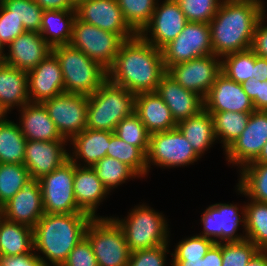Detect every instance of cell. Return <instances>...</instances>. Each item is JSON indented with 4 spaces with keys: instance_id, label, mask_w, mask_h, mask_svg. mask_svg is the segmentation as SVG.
<instances>
[{
    "instance_id": "obj_1",
    "label": "cell",
    "mask_w": 267,
    "mask_h": 266,
    "mask_svg": "<svg viewBox=\"0 0 267 266\" xmlns=\"http://www.w3.org/2000/svg\"><path fill=\"white\" fill-rule=\"evenodd\" d=\"M166 73L162 50L137 34L121 43L115 62L108 70V79L137 95L156 92Z\"/></svg>"
},
{
    "instance_id": "obj_2",
    "label": "cell",
    "mask_w": 267,
    "mask_h": 266,
    "mask_svg": "<svg viewBox=\"0 0 267 266\" xmlns=\"http://www.w3.org/2000/svg\"><path fill=\"white\" fill-rule=\"evenodd\" d=\"M264 8L261 0H222L209 23L213 54L221 58L250 49Z\"/></svg>"
},
{
    "instance_id": "obj_3",
    "label": "cell",
    "mask_w": 267,
    "mask_h": 266,
    "mask_svg": "<svg viewBox=\"0 0 267 266\" xmlns=\"http://www.w3.org/2000/svg\"><path fill=\"white\" fill-rule=\"evenodd\" d=\"M92 219L87 213H44L33 228L34 251L43 253L51 265L62 266Z\"/></svg>"
},
{
    "instance_id": "obj_4",
    "label": "cell",
    "mask_w": 267,
    "mask_h": 266,
    "mask_svg": "<svg viewBox=\"0 0 267 266\" xmlns=\"http://www.w3.org/2000/svg\"><path fill=\"white\" fill-rule=\"evenodd\" d=\"M136 95L107 79L88 96L86 128L114 132L117 124L135 112Z\"/></svg>"
},
{
    "instance_id": "obj_5",
    "label": "cell",
    "mask_w": 267,
    "mask_h": 266,
    "mask_svg": "<svg viewBox=\"0 0 267 266\" xmlns=\"http://www.w3.org/2000/svg\"><path fill=\"white\" fill-rule=\"evenodd\" d=\"M52 52L61 66L65 93L89 96L108 79L103 66L71 44L55 46Z\"/></svg>"
},
{
    "instance_id": "obj_6",
    "label": "cell",
    "mask_w": 267,
    "mask_h": 266,
    "mask_svg": "<svg viewBox=\"0 0 267 266\" xmlns=\"http://www.w3.org/2000/svg\"><path fill=\"white\" fill-rule=\"evenodd\" d=\"M111 218L122 229L131 253L168 244L167 221L153 208L142 204L132 209L127 219Z\"/></svg>"
},
{
    "instance_id": "obj_7",
    "label": "cell",
    "mask_w": 267,
    "mask_h": 266,
    "mask_svg": "<svg viewBox=\"0 0 267 266\" xmlns=\"http://www.w3.org/2000/svg\"><path fill=\"white\" fill-rule=\"evenodd\" d=\"M98 266H128L131 251L118 224L108 217L93 218L86 229Z\"/></svg>"
},
{
    "instance_id": "obj_8",
    "label": "cell",
    "mask_w": 267,
    "mask_h": 266,
    "mask_svg": "<svg viewBox=\"0 0 267 266\" xmlns=\"http://www.w3.org/2000/svg\"><path fill=\"white\" fill-rule=\"evenodd\" d=\"M75 163L68 159L60 167L38 179L43 199L44 213H85L75 201Z\"/></svg>"
},
{
    "instance_id": "obj_9",
    "label": "cell",
    "mask_w": 267,
    "mask_h": 266,
    "mask_svg": "<svg viewBox=\"0 0 267 266\" xmlns=\"http://www.w3.org/2000/svg\"><path fill=\"white\" fill-rule=\"evenodd\" d=\"M122 42L123 40L117 34L102 30L75 17L70 44L107 71L115 62Z\"/></svg>"
},
{
    "instance_id": "obj_10",
    "label": "cell",
    "mask_w": 267,
    "mask_h": 266,
    "mask_svg": "<svg viewBox=\"0 0 267 266\" xmlns=\"http://www.w3.org/2000/svg\"><path fill=\"white\" fill-rule=\"evenodd\" d=\"M199 158L178 128L150 134L146 155L147 171H149L151 162L154 165L169 168L186 166Z\"/></svg>"
},
{
    "instance_id": "obj_11",
    "label": "cell",
    "mask_w": 267,
    "mask_h": 266,
    "mask_svg": "<svg viewBox=\"0 0 267 266\" xmlns=\"http://www.w3.org/2000/svg\"><path fill=\"white\" fill-rule=\"evenodd\" d=\"M213 54L209 23L188 22L182 32L162 49L166 70L174 65Z\"/></svg>"
},
{
    "instance_id": "obj_12",
    "label": "cell",
    "mask_w": 267,
    "mask_h": 266,
    "mask_svg": "<svg viewBox=\"0 0 267 266\" xmlns=\"http://www.w3.org/2000/svg\"><path fill=\"white\" fill-rule=\"evenodd\" d=\"M42 104L61 136L67 141L86 129L87 95L62 93Z\"/></svg>"
},
{
    "instance_id": "obj_13",
    "label": "cell",
    "mask_w": 267,
    "mask_h": 266,
    "mask_svg": "<svg viewBox=\"0 0 267 266\" xmlns=\"http://www.w3.org/2000/svg\"><path fill=\"white\" fill-rule=\"evenodd\" d=\"M214 54L174 64L167 69L170 75L185 89L205 98L221 73V59Z\"/></svg>"
},
{
    "instance_id": "obj_14",
    "label": "cell",
    "mask_w": 267,
    "mask_h": 266,
    "mask_svg": "<svg viewBox=\"0 0 267 266\" xmlns=\"http://www.w3.org/2000/svg\"><path fill=\"white\" fill-rule=\"evenodd\" d=\"M188 20L176 0H165L162 5L156 4L150 22L143 28L139 35L162 50L172 42L184 29ZM148 32H151L149 38Z\"/></svg>"
},
{
    "instance_id": "obj_15",
    "label": "cell",
    "mask_w": 267,
    "mask_h": 266,
    "mask_svg": "<svg viewBox=\"0 0 267 266\" xmlns=\"http://www.w3.org/2000/svg\"><path fill=\"white\" fill-rule=\"evenodd\" d=\"M75 11L79 20L117 34L123 41L137 35L126 22L117 0H84Z\"/></svg>"
},
{
    "instance_id": "obj_16",
    "label": "cell",
    "mask_w": 267,
    "mask_h": 266,
    "mask_svg": "<svg viewBox=\"0 0 267 266\" xmlns=\"http://www.w3.org/2000/svg\"><path fill=\"white\" fill-rule=\"evenodd\" d=\"M238 209L237 205L226 203L209 206L203 212V216H201L204 230L199 235L212 239L215 243L242 241L246 239V236L235 234L240 222L243 223L245 228V208L243 206L240 209L242 210L240 213L242 214V219Z\"/></svg>"
},
{
    "instance_id": "obj_17",
    "label": "cell",
    "mask_w": 267,
    "mask_h": 266,
    "mask_svg": "<svg viewBox=\"0 0 267 266\" xmlns=\"http://www.w3.org/2000/svg\"><path fill=\"white\" fill-rule=\"evenodd\" d=\"M267 142V111H253L240 136L225 151L228 162L243 167L253 162Z\"/></svg>"
},
{
    "instance_id": "obj_18",
    "label": "cell",
    "mask_w": 267,
    "mask_h": 266,
    "mask_svg": "<svg viewBox=\"0 0 267 266\" xmlns=\"http://www.w3.org/2000/svg\"><path fill=\"white\" fill-rule=\"evenodd\" d=\"M44 215L43 199L38 179L30 178L21 189L0 208L4 219L34 228Z\"/></svg>"
},
{
    "instance_id": "obj_19",
    "label": "cell",
    "mask_w": 267,
    "mask_h": 266,
    "mask_svg": "<svg viewBox=\"0 0 267 266\" xmlns=\"http://www.w3.org/2000/svg\"><path fill=\"white\" fill-rule=\"evenodd\" d=\"M27 83L28 96L32 103H42L65 93L61 66L53 52L27 72Z\"/></svg>"
},
{
    "instance_id": "obj_20",
    "label": "cell",
    "mask_w": 267,
    "mask_h": 266,
    "mask_svg": "<svg viewBox=\"0 0 267 266\" xmlns=\"http://www.w3.org/2000/svg\"><path fill=\"white\" fill-rule=\"evenodd\" d=\"M204 109L207 112L255 111L252 100L244 92L242 84L233 81L222 72L204 98Z\"/></svg>"
},
{
    "instance_id": "obj_21",
    "label": "cell",
    "mask_w": 267,
    "mask_h": 266,
    "mask_svg": "<svg viewBox=\"0 0 267 266\" xmlns=\"http://www.w3.org/2000/svg\"><path fill=\"white\" fill-rule=\"evenodd\" d=\"M67 140L27 141L23 164L30 177L40 179L51 173L69 159L64 148Z\"/></svg>"
},
{
    "instance_id": "obj_22",
    "label": "cell",
    "mask_w": 267,
    "mask_h": 266,
    "mask_svg": "<svg viewBox=\"0 0 267 266\" xmlns=\"http://www.w3.org/2000/svg\"><path fill=\"white\" fill-rule=\"evenodd\" d=\"M156 92L169 107L176 123L196 116L204 109L202 96L185 89L167 73L161 78Z\"/></svg>"
},
{
    "instance_id": "obj_23",
    "label": "cell",
    "mask_w": 267,
    "mask_h": 266,
    "mask_svg": "<svg viewBox=\"0 0 267 266\" xmlns=\"http://www.w3.org/2000/svg\"><path fill=\"white\" fill-rule=\"evenodd\" d=\"M7 46L9 53L4 56L3 62L27 72L52 52V47L40 32L25 31Z\"/></svg>"
},
{
    "instance_id": "obj_24",
    "label": "cell",
    "mask_w": 267,
    "mask_h": 266,
    "mask_svg": "<svg viewBox=\"0 0 267 266\" xmlns=\"http://www.w3.org/2000/svg\"><path fill=\"white\" fill-rule=\"evenodd\" d=\"M75 164L74 171V195L77 206L92 218L96 216V208L102 199L109 194L97 173L92 167L80 166Z\"/></svg>"
},
{
    "instance_id": "obj_25",
    "label": "cell",
    "mask_w": 267,
    "mask_h": 266,
    "mask_svg": "<svg viewBox=\"0 0 267 266\" xmlns=\"http://www.w3.org/2000/svg\"><path fill=\"white\" fill-rule=\"evenodd\" d=\"M135 113L150 134L177 128V123L173 119L169 107L157 92L137 94Z\"/></svg>"
},
{
    "instance_id": "obj_26",
    "label": "cell",
    "mask_w": 267,
    "mask_h": 266,
    "mask_svg": "<svg viewBox=\"0 0 267 266\" xmlns=\"http://www.w3.org/2000/svg\"><path fill=\"white\" fill-rule=\"evenodd\" d=\"M20 109L19 126L27 141L66 140L61 136L42 103L30 102Z\"/></svg>"
},
{
    "instance_id": "obj_27",
    "label": "cell",
    "mask_w": 267,
    "mask_h": 266,
    "mask_svg": "<svg viewBox=\"0 0 267 266\" xmlns=\"http://www.w3.org/2000/svg\"><path fill=\"white\" fill-rule=\"evenodd\" d=\"M113 134L114 132L110 131L86 128L71 139L74 155L69 154V159L77 164V159L80 158L86 163L84 167H93L99 160L106 157L109 141Z\"/></svg>"
},
{
    "instance_id": "obj_28",
    "label": "cell",
    "mask_w": 267,
    "mask_h": 266,
    "mask_svg": "<svg viewBox=\"0 0 267 266\" xmlns=\"http://www.w3.org/2000/svg\"><path fill=\"white\" fill-rule=\"evenodd\" d=\"M0 103L9 111L30 103L28 96L27 71L4 62L0 63Z\"/></svg>"
},
{
    "instance_id": "obj_29",
    "label": "cell",
    "mask_w": 267,
    "mask_h": 266,
    "mask_svg": "<svg viewBox=\"0 0 267 266\" xmlns=\"http://www.w3.org/2000/svg\"><path fill=\"white\" fill-rule=\"evenodd\" d=\"M75 17V9L44 10L40 34L52 48L70 44Z\"/></svg>"
},
{
    "instance_id": "obj_30",
    "label": "cell",
    "mask_w": 267,
    "mask_h": 266,
    "mask_svg": "<svg viewBox=\"0 0 267 266\" xmlns=\"http://www.w3.org/2000/svg\"><path fill=\"white\" fill-rule=\"evenodd\" d=\"M177 128L189 141L192 149L199 157L216 140L212 116L205 109L196 116L178 122Z\"/></svg>"
},
{
    "instance_id": "obj_31",
    "label": "cell",
    "mask_w": 267,
    "mask_h": 266,
    "mask_svg": "<svg viewBox=\"0 0 267 266\" xmlns=\"http://www.w3.org/2000/svg\"><path fill=\"white\" fill-rule=\"evenodd\" d=\"M34 251L33 228L0 216V256H16Z\"/></svg>"
},
{
    "instance_id": "obj_32",
    "label": "cell",
    "mask_w": 267,
    "mask_h": 266,
    "mask_svg": "<svg viewBox=\"0 0 267 266\" xmlns=\"http://www.w3.org/2000/svg\"><path fill=\"white\" fill-rule=\"evenodd\" d=\"M27 140L14 121L0 123V163L23 164Z\"/></svg>"
},
{
    "instance_id": "obj_33",
    "label": "cell",
    "mask_w": 267,
    "mask_h": 266,
    "mask_svg": "<svg viewBox=\"0 0 267 266\" xmlns=\"http://www.w3.org/2000/svg\"><path fill=\"white\" fill-rule=\"evenodd\" d=\"M213 119L214 134L220 137L225 151L240 136L247 126L252 112H209Z\"/></svg>"
},
{
    "instance_id": "obj_34",
    "label": "cell",
    "mask_w": 267,
    "mask_h": 266,
    "mask_svg": "<svg viewBox=\"0 0 267 266\" xmlns=\"http://www.w3.org/2000/svg\"><path fill=\"white\" fill-rule=\"evenodd\" d=\"M241 170L238 191L252 200L267 203V164L248 163Z\"/></svg>"
},
{
    "instance_id": "obj_35",
    "label": "cell",
    "mask_w": 267,
    "mask_h": 266,
    "mask_svg": "<svg viewBox=\"0 0 267 266\" xmlns=\"http://www.w3.org/2000/svg\"><path fill=\"white\" fill-rule=\"evenodd\" d=\"M245 208V236L260 250H267V203L251 199Z\"/></svg>"
},
{
    "instance_id": "obj_36",
    "label": "cell",
    "mask_w": 267,
    "mask_h": 266,
    "mask_svg": "<svg viewBox=\"0 0 267 266\" xmlns=\"http://www.w3.org/2000/svg\"><path fill=\"white\" fill-rule=\"evenodd\" d=\"M106 156L126 164L139 177H144L148 173L146 155L138 147L120 139L115 133L110 138Z\"/></svg>"
},
{
    "instance_id": "obj_37",
    "label": "cell",
    "mask_w": 267,
    "mask_h": 266,
    "mask_svg": "<svg viewBox=\"0 0 267 266\" xmlns=\"http://www.w3.org/2000/svg\"><path fill=\"white\" fill-rule=\"evenodd\" d=\"M221 59V72L233 81L241 84L254 77V51L251 48Z\"/></svg>"
},
{
    "instance_id": "obj_38",
    "label": "cell",
    "mask_w": 267,
    "mask_h": 266,
    "mask_svg": "<svg viewBox=\"0 0 267 266\" xmlns=\"http://www.w3.org/2000/svg\"><path fill=\"white\" fill-rule=\"evenodd\" d=\"M24 164L0 163V208L30 179Z\"/></svg>"
},
{
    "instance_id": "obj_39",
    "label": "cell",
    "mask_w": 267,
    "mask_h": 266,
    "mask_svg": "<svg viewBox=\"0 0 267 266\" xmlns=\"http://www.w3.org/2000/svg\"><path fill=\"white\" fill-rule=\"evenodd\" d=\"M92 168L108 192L124 183L128 178L138 177L129 166L118 159L107 156L99 160Z\"/></svg>"
},
{
    "instance_id": "obj_40",
    "label": "cell",
    "mask_w": 267,
    "mask_h": 266,
    "mask_svg": "<svg viewBox=\"0 0 267 266\" xmlns=\"http://www.w3.org/2000/svg\"><path fill=\"white\" fill-rule=\"evenodd\" d=\"M114 133L123 141L138 147L145 155H147L150 133L135 112L122 119L117 124Z\"/></svg>"
},
{
    "instance_id": "obj_41",
    "label": "cell",
    "mask_w": 267,
    "mask_h": 266,
    "mask_svg": "<svg viewBox=\"0 0 267 266\" xmlns=\"http://www.w3.org/2000/svg\"><path fill=\"white\" fill-rule=\"evenodd\" d=\"M128 25L139 34L150 22L158 0H117Z\"/></svg>"
},
{
    "instance_id": "obj_42",
    "label": "cell",
    "mask_w": 267,
    "mask_h": 266,
    "mask_svg": "<svg viewBox=\"0 0 267 266\" xmlns=\"http://www.w3.org/2000/svg\"><path fill=\"white\" fill-rule=\"evenodd\" d=\"M12 12L19 22L23 23L25 31L40 32L43 9L33 0H0Z\"/></svg>"
},
{
    "instance_id": "obj_43",
    "label": "cell",
    "mask_w": 267,
    "mask_h": 266,
    "mask_svg": "<svg viewBox=\"0 0 267 266\" xmlns=\"http://www.w3.org/2000/svg\"><path fill=\"white\" fill-rule=\"evenodd\" d=\"M260 249L248 239L222 242V266H247Z\"/></svg>"
},
{
    "instance_id": "obj_44",
    "label": "cell",
    "mask_w": 267,
    "mask_h": 266,
    "mask_svg": "<svg viewBox=\"0 0 267 266\" xmlns=\"http://www.w3.org/2000/svg\"><path fill=\"white\" fill-rule=\"evenodd\" d=\"M188 22L210 23L221 0H176Z\"/></svg>"
},
{
    "instance_id": "obj_45",
    "label": "cell",
    "mask_w": 267,
    "mask_h": 266,
    "mask_svg": "<svg viewBox=\"0 0 267 266\" xmlns=\"http://www.w3.org/2000/svg\"><path fill=\"white\" fill-rule=\"evenodd\" d=\"M215 242L212 239L195 235L178 243L173 259H202Z\"/></svg>"
},
{
    "instance_id": "obj_46",
    "label": "cell",
    "mask_w": 267,
    "mask_h": 266,
    "mask_svg": "<svg viewBox=\"0 0 267 266\" xmlns=\"http://www.w3.org/2000/svg\"><path fill=\"white\" fill-rule=\"evenodd\" d=\"M25 32L22 22L12 15L0 2V41L4 46L9 45L15 38Z\"/></svg>"
},
{
    "instance_id": "obj_47",
    "label": "cell",
    "mask_w": 267,
    "mask_h": 266,
    "mask_svg": "<svg viewBox=\"0 0 267 266\" xmlns=\"http://www.w3.org/2000/svg\"><path fill=\"white\" fill-rule=\"evenodd\" d=\"M168 244L138 250L130 255L128 266H165Z\"/></svg>"
},
{
    "instance_id": "obj_48",
    "label": "cell",
    "mask_w": 267,
    "mask_h": 266,
    "mask_svg": "<svg viewBox=\"0 0 267 266\" xmlns=\"http://www.w3.org/2000/svg\"><path fill=\"white\" fill-rule=\"evenodd\" d=\"M62 266H98L92 246L86 237L72 249Z\"/></svg>"
},
{
    "instance_id": "obj_49",
    "label": "cell",
    "mask_w": 267,
    "mask_h": 266,
    "mask_svg": "<svg viewBox=\"0 0 267 266\" xmlns=\"http://www.w3.org/2000/svg\"><path fill=\"white\" fill-rule=\"evenodd\" d=\"M241 84L244 92L252 100L255 110L267 111V80L261 82L253 77Z\"/></svg>"
},
{
    "instance_id": "obj_50",
    "label": "cell",
    "mask_w": 267,
    "mask_h": 266,
    "mask_svg": "<svg viewBox=\"0 0 267 266\" xmlns=\"http://www.w3.org/2000/svg\"><path fill=\"white\" fill-rule=\"evenodd\" d=\"M1 266H49L50 264L35 252L16 256H0Z\"/></svg>"
},
{
    "instance_id": "obj_51",
    "label": "cell",
    "mask_w": 267,
    "mask_h": 266,
    "mask_svg": "<svg viewBox=\"0 0 267 266\" xmlns=\"http://www.w3.org/2000/svg\"><path fill=\"white\" fill-rule=\"evenodd\" d=\"M265 9L259 17L254 31V38L251 49L257 56L267 58V26H263Z\"/></svg>"
},
{
    "instance_id": "obj_52",
    "label": "cell",
    "mask_w": 267,
    "mask_h": 266,
    "mask_svg": "<svg viewBox=\"0 0 267 266\" xmlns=\"http://www.w3.org/2000/svg\"><path fill=\"white\" fill-rule=\"evenodd\" d=\"M222 242L214 243L203 257V266H222Z\"/></svg>"
},
{
    "instance_id": "obj_53",
    "label": "cell",
    "mask_w": 267,
    "mask_h": 266,
    "mask_svg": "<svg viewBox=\"0 0 267 266\" xmlns=\"http://www.w3.org/2000/svg\"><path fill=\"white\" fill-rule=\"evenodd\" d=\"M43 10H67L75 9L67 0H33Z\"/></svg>"
},
{
    "instance_id": "obj_54",
    "label": "cell",
    "mask_w": 267,
    "mask_h": 266,
    "mask_svg": "<svg viewBox=\"0 0 267 266\" xmlns=\"http://www.w3.org/2000/svg\"><path fill=\"white\" fill-rule=\"evenodd\" d=\"M258 81L267 80V58L257 56L254 52V75Z\"/></svg>"
},
{
    "instance_id": "obj_55",
    "label": "cell",
    "mask_w": 267,
    "mask_h": 266,
    "mask_svg": "<svg viewBox=\"0 0 267 266\" xmlns=\"http://www.w3.org/2000/svg\"><path fill=\"white\" fill-rule=\"evenodd\" d=\"M247 266H267V250H259L248 262Z\"/></svg>"
},
{
    "instance_id": "obj_56",
    "label": "cell",
    "mask_w": 267,
    "mask_h": 266,
    "mask_svg": "<svg viewBox=\"0 0 267 266\" xmlns=\"http://www.w3.org/2000/svg\"><path fill=\"white\" fill-rule=\"evenodd\" d=\"M172 266H203L202 259H173Z\"/></svg>"
},
{
    "instance_id": "obj_57",
    "label": "cell",
    "mask_w": 267,
    "mask_h": 266,
    "mask_svg": "<svg viewBox=\"0 0 267 266\" xmlns=\"http://www.w3.org/2000/svg\"><path fill=\"white\" fill-rule=\"evenodd\" d=\"M250 163L267 164V142L263 145L261 153L258 155V157L253 162Z\"/></svg>"
},
{
    "instance_id": "obj_58",
    "label": "cell",
    "mask_w": 267,
    "mask_h": 266,
    "mask_svg": "<svg viewBox=\"0 0 267 266\" xmlns=\"http://www.w3.org/2000/svg\"><path fill=\"white\" fill-rule=\"evenodd\" d=\"M8 110L0 103V123L6 121L7 119L5 118Z\"/></svg>"
},
{
    "instance_id": "obj_59",
    "label": "cell",
    "mask_w": 267,
    "mask_h": 266,
    "mask_svg": "<svg viewBox=\"0 0 267 266\" xmlns=\"http://www.w3.org/2000/svg\"><path fill=\"white\" fill-rule=\"evenodd\" d=\"M5 46L2 44V42L0 41V62H3L4 56L6 55V53L4 54V48Z\"/></svg>"
},
{
    "instance_id": "obj_60",
    "label": "cell",
    "mask_w": 267,
    "mask_h": 266,
    "mask_svg": "<svg viewBox=\"0 0 267 266\" xmlns=\"http://www.w3.org/2000/svg\"><path fill=\"white\" fill-rule=\"evenodd\" d=\"M74 8H76L84 0H67Z\"/></svg>"
}]
</instances>
